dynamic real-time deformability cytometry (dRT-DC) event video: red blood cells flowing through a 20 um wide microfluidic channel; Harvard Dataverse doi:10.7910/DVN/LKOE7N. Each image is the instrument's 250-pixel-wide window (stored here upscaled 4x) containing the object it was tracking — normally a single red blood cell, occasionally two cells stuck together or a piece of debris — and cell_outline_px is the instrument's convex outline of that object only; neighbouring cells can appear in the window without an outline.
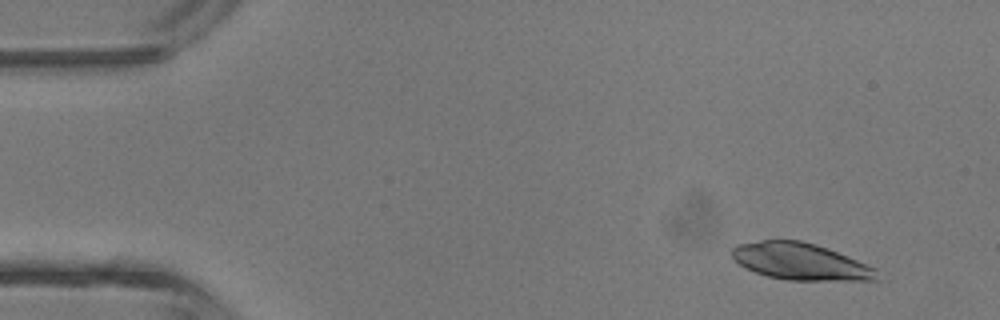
{"species": "common noctule bat (a hibernating species)", "species_latin": "Nyctalus noctula", "temperature_condition": "room temperature", "stored_images_in_passage": 3, "camera_frame_rate_fps": 3000, "um_per_image_px": 0.085, "animal": {"sex": "male", "body_mass_g": 13.3}, "frame": {"image": 1, "passage_image": 1, "time_ms": 0.0, "image_size_px": [1000, 320], "cell_outline_px": [[880, 280], [788, 280], [768, 276], [744, 268], [732, 256], [732, 248], [736, 244], [760, 240], [800, 240], [816, 244], [828, 248], [876, 268]], "centroid_in_image_um": [68.04, 22.22], "position_along_channel_um": 17.0, "area_um2": 31.04}}